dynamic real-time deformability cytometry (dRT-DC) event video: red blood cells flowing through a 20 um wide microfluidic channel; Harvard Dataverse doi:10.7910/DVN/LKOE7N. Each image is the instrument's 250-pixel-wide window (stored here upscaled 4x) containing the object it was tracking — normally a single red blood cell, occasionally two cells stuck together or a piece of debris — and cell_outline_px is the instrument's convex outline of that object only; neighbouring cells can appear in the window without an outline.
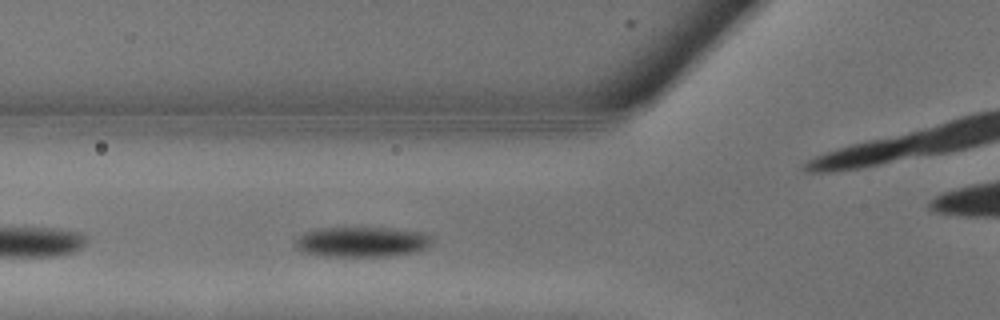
{"species": "common noctule bat (a hibernating species)", "species_latin": "Nyctalus noctula", "temperature_condition": "warm", "stored_images_in_passage": 5, "camera_frame_rate_fps": 3000, "um_per_image_px": 0.085, "animal": {"sex": "male", "body_mass_g": 13.3}, "frame": {"image": 1, "passage_image": 4, "time_ms": 1.0, "image_size_px": [1000, 320], "cell_outline_px": [[432, 244], [424, 248], [412, 252], [392, 256], [324, 256], [300, 252], [296, 248], [296, 240], [304, 232], [320, 228], [388, 228], [424, 232], [432, 236]], "centroid_in_image_um": [30.76, 20.56], "position_along_channel_um": 95.0, "area_um2": 24.04}}